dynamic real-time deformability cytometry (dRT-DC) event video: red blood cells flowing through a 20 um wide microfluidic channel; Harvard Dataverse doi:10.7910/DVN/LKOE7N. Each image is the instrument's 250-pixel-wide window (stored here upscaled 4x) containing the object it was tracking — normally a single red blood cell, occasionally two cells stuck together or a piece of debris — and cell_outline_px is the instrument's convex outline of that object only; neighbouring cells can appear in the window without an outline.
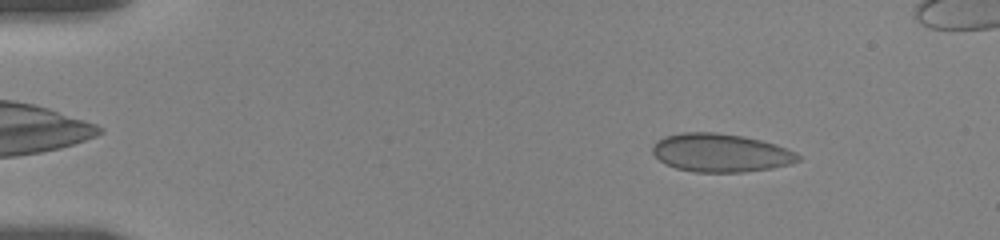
{"species": "human", "species_latin": "Homo sapiens", "temperature_condition": "room temperature", "stored_images_in_passage": 10, "camera_frame_rate_fps": 3000, "um_per_image_px": 0.085, "donor": {"sex": "female"}, "frame": {"image": 1, "passage_image": 5, "time_ms": 1.667, "image_size_px": [1000, 240], "cell_outline_px": [[800, 160], [792, 164], [772, 168], [744, 172], [692, 172], [676, 168], [664, 164], [652, 152], [652, 144], [656, 140], [664, 136], [680, 132], [716, 132], [744, 136], [776, 144], [796, 152], [800, 156]], "centroid_in_image_um": [61.24, 12.98], "position_along_channel_um": 23.8, "area_um2": 32.89}}
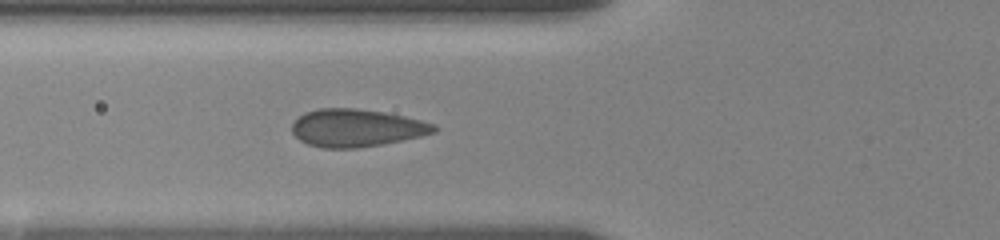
{"frame": {"image": 2, "passage_image": 10, "time_ms": 6.0, "image_size_px": [1000, 240], "cell_outline_px": [[440, 128], [436, 132], [420, 136], [384, 144], [356, 148], [324, 148], [308, 144], [300, 140], [292, 132], [292, 124], [304, 112], [320, 108], [356, 108], [384, 112], [404, 116], [436, 124]], "centroid_in_image_um": [30.32, 10.87], "position_along_channel_um": 95.5, "area_um2": 31.21}}